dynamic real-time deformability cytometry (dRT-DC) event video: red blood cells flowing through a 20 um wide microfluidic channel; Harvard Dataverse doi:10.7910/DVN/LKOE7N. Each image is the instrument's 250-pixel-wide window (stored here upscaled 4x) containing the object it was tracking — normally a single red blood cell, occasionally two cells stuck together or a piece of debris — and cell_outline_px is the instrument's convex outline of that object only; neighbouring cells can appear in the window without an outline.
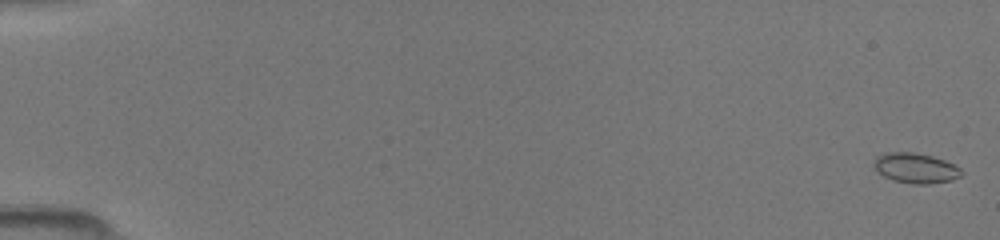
{"species": "common noctule bat (a hibernating species)", "species_latin": "Nyctalus noctula", "temperature_condition": "room temperature", "stored_images_in_passage": 50, "camera_frame_rate_fps": 3000, "um_per_image_px": 0.085, "animal": {"sex": "female", "body_mass_g": 19.5, "forearm_length_mm": 54.1}, "frame": {"image": 1, "passage_image": 1, "time_ms": 0.0, "image_size_px": [1000, 240], "cell_outline_px": [[964, 172], [960, 176], [948, 180], [928, 184], [916, 184], [892, 180], [884, 176], [876, 168], [876, 156], [888, 152], [912, 152], [932, 156], [944, 160], [960, 168]], "centroid_in_image_um": [77.85, 14.28], "position_along_channel_um": 7.2, "area_um2": 14.97}}
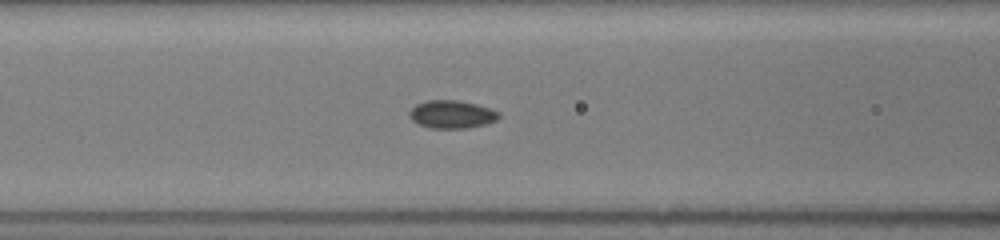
{"frame": {"image": 2, "passage_image": 22, "time_ms": 7.0, "image_size_px": [1000, 240], "cell_outline_px": [[500, 116], [496, 120], [484, 124], [464, 128], [432, 128], [420, 124], [412, 120], [408, 116], [408, 112], [416, 104], [428, 100], [460, 100], [476, 104], [500, 112]], "centroid_in_image_um": [38.38, 9.7], "position_along_channel_um": 128.2, "area_um2": 14.45}}
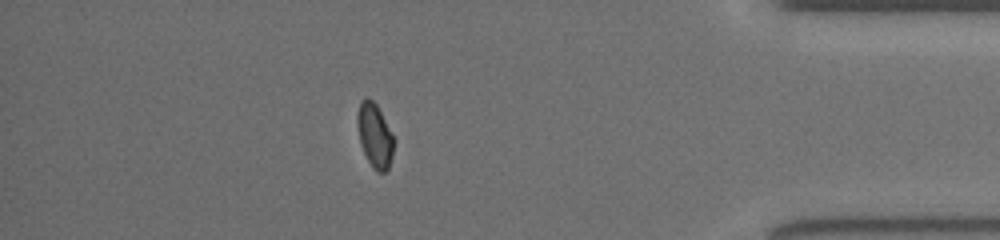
{"frame": {"image": 3, "passage_image": 44, "time_ms": 14.333, "image_size_px": [1000, 240], "cell_outline_px": [[392, 156], [388, 168], [384, 172], [376, 172], [372, 168], [360, 144], [356, 124], [356, 116], [360, 100], [364, 96], [368, 96], [376, 104], [392, 136]], "centroid_in_image_um": [31.79, 11.48], "position_along_channel_um": 403.4, "area_um2": 13.47}}